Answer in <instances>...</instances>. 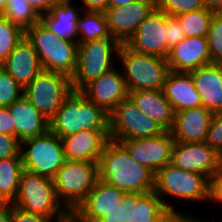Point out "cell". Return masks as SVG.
Listing matches in <instances>:
<instances>
[{"instance_id":"37","label":"cell","mask_w":222,"mask_h":222,"mask_svg":"<svg viewBox=\"0 0 222 222\" xmlns=\"http://www.w3.org/2000/svg\"><path fill=\"white\" fill-rule=\"evenodd\" d=\"M98 222H129V192L125 193L116 208L108 211Z\"/></svg>"},{"instance_id":"17","label":"cell","mask_w":222,"mask_h":222,"mask_svg":"<svg viewBox=\"0 0 222 222\" xmlns=\"http://www.w3.org/2000/svg\"><path fill=\"white\" fill-rule=\"evenodd\" d=\"M79 92L107 114L129 96L122 72L115 68L92 80Z\"/></svg>"},{"instance_id":"34","label":"cell","mask_w":222,"mask_h":222,"mask_svg":"<svg viewBox=\"0 0 222 222\" xmlns=\"http://www.w3.org/2000/svg\"><path fill=\"white\" fill-rule=\"evenodd\" d=\"M23 95L24 88L0 66V107H8Z\"/></svg>"},{"instance_id":"25","label":"cell","mask_w":222,"mask_h":222,"mask_svg":"<svg viewBox=\"0 0 222 222\" xmlns=\"http://www.w3.org/2000/svg\"><path fill=\"white\" fill-rule=\"evenodd\" d=\"M163 92L174 113L202 106L190 73L170 71Z\"/></svg>"},{"instance_id":"42","label":"cell","mask_w":222,"mask_h":222,"mask_svg":"<svg viewBox=\"0 0 222 222\" xmlns=\"http://www.w3.org/2000/svg\"><path fill=\"white\" fill-rule=\"evenodd\" d=\"M175 207L173 209H166L160 216L158 222H208L198 219H194L191 215H183L182 213L176 212ZM222 222V221H221Z\"/></svg>"},{"instance_id":"4","label":"cell","mask_w":222,"mask_h":222,"mask_svg":"<svg viewBox=\"0 0 222 222\" xmlns=\"http://www.w3.org/2000/svg\"><path fill=\"white\" fill-rule=\"evenodd\" d=\"M26 38L38 54L43 70L74 75L77 67L78 43L58 38L41 21L25 31Z\"/></svg>"},{"instance_id":"14","label":"cell","mask_w":222,"mask_h":222,"mask_svg":"<svg viewBox=\"0 0 222 222\" xmlns=\"http://www.w3.org/2000/svg\"><path fill=\"white\" fill-rule=\"evenodd\" d=\"M174 142L170 131H164L155 137L120 141L135 161L154 173L170 163Z\"/></svg>"},{"instance_id":"49","label":"cell","mask_w":222,"mask_h":222,"mask_svg":"<svg viewBox=\"0 0 222 222\" xmlns=\"http://www.w3.org/2000/svg\"><path fill=\"white\" fill-rule=\"evenodd\" d=\"M7 0H0V16H2Z\"/></svg>"},{"instance_id":"40","label":"cell","mask_w":222,"mask_h":222,"mask_svg":"<svg viewBox=\"0 0 222 222\" xmlns=\"http://www.w3.org/2000/svg\"><path fill=\"white\" fill-rule=\"evenodd\" d=\"M208 199L222 203V167L209 178Z\"/></svg>"},{"instance_id":"43","label":"cell","mask_w":222,"mask_h":222,"mask_svg":"<svg viewBox=\"0 0 222 222\" xmlns=\"http://www.w3.org/2000/svg\"><path fill=\"white\" fill-rule=\"evenodd\" d=\"M12 119L8 107H0V133L12 135Z\"/></svg>"},{"instance_id":"31","label":"cell","mask_w":222,"mask_h":222,"mask_svg":"<svg viewBox=\"0 0 222 222\" xmlns=\"http://www.w3.org/2000/svg\"><path fill=\"white\" fill-rule=\"evenodd\" d=\"M2 17L18 25L24 31L39 23L41 19L27 0H7Z\"/></svg>"},{"instance_id":"50","label":"cell","mask_w":222,"mask_h":222,"mask_svg":"<svg viewBox=\"0 0 222 222\" xmlns=\"http://www.w3.org/2000/svg\"><path fill=\"white\" fill-rule=\"evenodd\" d=\"M217 13H219L220 15H222V7L220 8V10H219Z\"/></svg>"},{"instance_id":"35","label":"cell","mask_w":222,"mask_h":222,"mask_svg":"<svg viewBox=\"0 0 222 222\" xmlns=\"http://www.w3.org/2000/svg\"><path fill=\"white\" fill-rule=\"evenodd\" d=\"M204 7V0H156V8L172 17Z\"/></svg>"},{"instance_id":"13","label":"cell","mask_w":222,"mask_h":222,"mask_svg":"<svg viewBox=\"0 0 222 222\" xmlns=\"http://www.w3.org/2000/svg\"><path fill=\"white\" fill-rule=\"evenodd\" d=\"M170 164L208 179L222 167V155L206 142H174Z\"/></svg>"},{"instance_id":"1","label":"cell","mask_w":222,"mask_h":222,"mask_svg":"<svg viewBox=\"0 0 222 222\" xmlns=\"http://www.w3.org/2000/svg\"><path fill=\"white\" fill-rule=\"evenodd\" d=\"M99 178L126 193H147L155 188V173L135 161L120 143L109 139L99 160Z\"/></svg>"},{"instance_id":"46","label":"cell","mask_w":222,"mask_h":222,"mask_svg":"<svg viewBox=\"0 0 222 222\" xmlns=\"http://www.w3.org/2000/svg\"><path fill=\"white\" fill-rule=\"evenodd\" d=\"M0 222H10V204L0 203Z\"/></svg>"},{"instance_id":"21","label":"cell","mask_w":222,"mask_h":222,"mask_svg":"<svg viewBox=\"0 0 222 222\" xmlns=\"http://www.w3.org/2000/svg\"><path fill=\"white\" fill-rule=\"evenodd\" d=\"M213 113L203 106L185 109L174 113V123L171 129L175 142L203 143Z\"/></svg>"},{"instance_id":"3","label":"cell","mask_w":222,"mask_h":222,"mask_svg":"<svg viewBox=\"0 0 222 222\" xmlns=\"http://www.w3.org/2000/svg\"><path fill=\"white\" fill-rule=\"evenodd\" d=\"M12 205L27 213L55 218L56 222H71V214L56 196L53 179L25 169L20 177L17 198Z\"/></svg>"},{"instance_id":"24","label":"cell","mask_w":222,"mask_h":222,"mask_svg":"<svg viewBox=\"0 0 222 222\" xmlns=\"http://www.w3.org/2000/svg\"><path fill=\"white\" fill-rule=\"evenodd\" d=\"M136 107L152 119L164 131H171L174 111L163 90H139L128 96Z\"/></svg>"},{"instance_id":"12","label":"cell","mask_w":222,"mask_h":222,"mask_svg":"<svg viewBox=\"0 0 222 222\" xmlns=\"http://www.w3.org/2000/svg\"><path fill=\"white\" fill-rule=\"evenodd\" d=\"M125 45L137 53L167 58V14L155 8Z\"/></svg>"},{"instance_id":"36","label":"cell","mask_w":222,"mask_h":222,"mask_svg":"<svg viewBox=\"0 0 222 222\" xmlns=\"http://www.w3.org/2000/svg\"><path fill=\"white\" fill-rule=\"evenodd\" d=\"M205 142L222 155V111L213 114Z\"/></svg>"},{"instance_id":"16","label":"cell","mask_w":222,"mask_h":222,"mask_svg":"<svg viewBox=\"0 0 222 222\" xmlns=\"http://www.w3.org/2000/svg\"><path fill=\"white\" fill-rule=\"evenodd\" d=\"M125 191L100 178L83 202L71 214V222H98L122 201Z\"/></svg>"},{"instance_id":"6","label":"cell","mask_w":222,"mask_h":222,"mask_svg":"<svg viewBox=\"0 0 222 222\" xmlns=\"http://www.w3.org/2000/svg\"><path fill=\"white\" fill-rule=\"evenodd\" d=\"M99 179V162L66 160L53 178L56 196L72 214Z\"/></svg>"},{"instance_id":"23","label":"cell","mask_w":222,"mask_h":222,"mask_svg":"<svg viewBox=\"0 0 222 222\" xmlns=\"http://www.w3.org/2000/svg\"><path fill=\"white\" fill-rule=\"evenodd\" d=\"M189 73L202 106L213 114L222 111V64L210 63Z\"/></svg>"},{"instance_id":"20","label":"cell","mask_w":222,"mask_h":222,"mask_svg":"<svg viewBox=\"0 0 222 222\" xmlns=\"http://www.w3.org/2000/svg\"><path fill=\"white\" fill-rule=\"evenodd\" d=\"M109 131L82 130L61 138L66 160L99 162Z\"/></svg>"},{"instance_id":"29","label":"cell","mask_w":222,"mask_h":222,"mask_svg":"<svg viewBox=\"0 0 222 222\" xmlns=\"http://www.w3.org/2000/svg\"><path fill=\"white\" fill-rule=\"evenodd\" d=\"M77 32L78 44L110 37L105 12L85 11L77 21Z\"/></svg>"},{"instance_id":"19","label":"cell","mask_w":222,"mask_h":222,"mask_svg":"<svg viewBox=\"0 0 222 222\" xmlns=\"http://www.w3.org/2000/svg\"><path fill=\"white\" fill-rule=\"evenodd\" d=\"M8 110L13 118L12 136L20 143L50 130V121L24 95L9 105Z\"/></svg>"},{"instance_id":"8","label":"cell","mask_w":222,"mask_h":222,"mask_svg":"<svg viewBox=\"0 0 222 222\" xmlns=\"http://www.w3.org/2000/svg\"><path fill=\"white\" fill-rule=\"evenodd\" d=\"M208 187L209 179L206 176L182 170L170 163L155 173L154 191L167 209H173L174 205L164 202L162 198L165 195L187 201H205L208 200Z\"/></svg>"},{"instance_id":"45","label":"cell","mask_w":222,"mask_h":222,"mask_svg":"<svg viewBox=\"0 0 222 222\" xmlns=\"http://www.w3.org/2000/svg\"><path fill=\"white\" fill-rule=\"evenodd\" d=\"M85 11H105L108 8L109 0H81Z\"/></svg>"},{"instance_id":"32","label":"cell","mask_w":222,"mask_h":222,"mask_svg":"<svg viewBox=\"0 0 222 222\" xmlns=\"http://www.w3.org/2000/svg\"><path fill=\"white\" fill-rule=\"evenodd\" d=\"M24 36L25 31L21 27L0 16V65Z\"/></svg>"},{"instance_id":"48","label":"cell","mask_w":222,"mask_h":222,"mask_svg":"<svg viewBox=\"0 0 222 222\" xmlns=\"http://www.w3.org/2000/svg\"><path fill=\"white\" fill-rule=\"evenodd\" d=\"M136 0H109L108 7H122Z\"/></svg>"},{"instance_id":"10","label":"cell","mask_w":222,"mask_h":222,"mask_svg":"<svg viewBox=\"0 0 222 222\" xmlns=\"http://www.w3.org/2000/svg\"><path fill=\"white\" fill-rule=\"evenodd\" d=\"M72 92L69 76L46 70L24 88V96L49 121Z\"/></svg>"},{"instance_id":"9","label":"cell","mask_w":222,"mask_h":222,"mask_svg":"<svg viewBox=\"0 0 222 222\" xmlns=\"http://www.w3.org/2000/svg\"><path fill=\"white\" fill-rule=\"evenodd\" d=\"M20 155L25 170L51 179L66 161L61 139L50 130L21 142Z\"/></svg>"},{"instance_id":"7","label":"cell","mask_w":222,"mask_h":222,"mask_svg":"<svg viewBox=\"0 0 222 222\" xmlns=\"http://www.w3.org/2000/svg\"><path fill=\"white\" fill-rule=\"evenodd\" d=\"M120 47L121 43L111 36L80 43L77 67L71 77L73 91H80L86 84L113 69V60L118 58L116 54ZM113 52L116 53L115 56Z\"/></svg>"},{"instance_id":"33","label":"cell","mask_w":222,"mask_h":222,"mask_svg":"<svg viewBox=\"0 0 222 222\" xmlns=\"http://www.w3.org/2000/svg\"><path fill=\"white\" fill-rule=\"evenodd\" d=\"M212 63L222 64V15L215 12L206 36Z\"/></svg>"},{"instance_id":"11","label":"cell","mask_w":222,"mask_h":222,"mask_svg":"<svg viewBox=\"0 0 222 222\" xmlns=\"http://www.w3.org/2000/svg\"><path fill=\"white\" fill-rule=\"evenodd\" d=\"M164 130L143 114L128 97L109 113V138L120 142L136 138H150Z\"/></svg>"},{"instance_id":"39","label":"cell","mask_w":222,"mask_h":222,"mask_svg":"<svg viewBox=\"0 0 222 222\" xmlns=\"http://www.w3.org/2000/svg\"><path fill=\"white\" fill-rule=\"evenodd\" d=\"M186 37L185 31L176 17L167 15L168 53L170 48L180 43Z\"/></svg>"},{"instance_id":"22","label":"cell","mask_w":222,"mask_h":222,"mask_svg":"<svg viewBox=\"0 0 222 222\" xmlns=\"http://www.w3.org/2000/svg\"><path fill=\"white\" fill-rule=\"evenodd\" d=\"M0 66L23 88L43 70L38 54L26 36Z\"/></svg>"},{"instance_id":"26","label":"cell","mask_w":222,"mask_h":222,"mask_svg":"<svg viewBox=\"0 0 222 222\" xmlns=\"http://www.w3.org/2000/svg\"><path fill=\"white\" fill-rule=\"evenodd\" d=\"M72 0H59L40 21L58 38L77 41V21L81 15Z\"/></svg>"},{"instance_id":"2","label":"cell","mask_w":222,"mask_h":222,"mask_svg":"<svg viewBox=\"0 0 222 222\" xmlns=\"http://www.w3.org/2000/svg\"><path fill=\"white\" fill-rule=\"evenodd\" d=\"M82 130L109 131V114L73 91L50 120V131L61 139Z\"/></svg>"},{"instance_id":"15","label":"cell","mask_w":222,"mask_h":222,"mask_svg":"<svg viewBox=\"0 0 222 222\" xmlns=\"http://www.w3.org/2000/svg\"><path fill=\"white\" fill-rule=\"evenodd\" d=\"M155 8L156 0H136L126 6L108 7L104 12L110 36L125 44Z\"/></svg>"},{"instance_id":"44","label":"cell","mask_w":222,"mask_h":222,"mask_svg":"<svg viewBox=\"0 0 222 222\" xmlns=\"http://www.w3.org/2000/svg\"><path fill=\"white\" fill-rule=\"evenodd\" d=\"M29 4L41 16L50 11V9L59 2V0H27Z\"/></svg>"},{"instance_id":"47","label":"cell","mask_w":222,"mask_h":222,"mask_svg":"<svg viewBox=\"0 0 222 222\" xmlns=\"http://www.w3.org/2000/svg\"><path fill=\"white\" fill-rule=\"evenodd\" d=\"M205 8L218 12L222 7V0H204Z\"/></svg>"},{"instance_id":"38","label":"cell","mask_w":222,"mask_h":222,"mask_svg":"<svg viewBox=\"0 0 222 222\" xmlns=\"http://www.w3.org/2000/svg\"><path fill=\"white\" fill-rule=\"evenodd\" d=\"M10 157H21L20 142L15 136L0 133V160Z\"/></svg>"},{"instance_id":"28","label":"cell","mask_w":222,"mask_h":222,"mask_svg":"<svg viewBox=\"0 0 222 222\" xmlns=\"http://www.w3.org/2000/svg\"><path fill=\"white\" fill-rule=\"evenodd\" d=\"M24 171L21 157L0 160V203L13 204L17 198L20 177Z\"/></svg>"},{"instance_id":"30","label":"cell","mask_w":222,"mask_h":222,"mask_svg":"<svg viewBox=\"0 0 222 222\" xmlns=\"http://www.w3.org/2000/svg\"><path fill=\"white\" fill-rule=\"evenodd\" d=\"M214 11L207 8L182 13L176 18L179 20L186 37H206L210 28Z\"/></svg>"},{"instance_id":"5","label":"cell","mask_w":222,"mask_h":222,"mask_svg":"<svg viewBox=\"0 0 222 222\" xmlns=\"http://www.w3.org/2000/svg\"><path fill=\"white\" fill-rule=\"evenodd\" d=\"M128 92L163 90L170 68L166 58L141 54L121 44L117 54Z\"/></svg>"},{"instance_id":"41","label":"cell","mask_w":222,"mask_h":222,"mask_svg":"<svg viewBox=\"0 0 222 222\" xmlns=\"http://www.w3.org/2000/svg\"><path fill=\"white\" fill-rule=\"evenodd\" d=\"M52 220L41 215L24 212L10 204V222H52Z\"/></svg>"},{"instance_id":"27","label":"cell","mask_w":222,"mask_h":222,"mask_svg":"<svg viewBox=\"0 0 222 222\" xmlns=\"http://www.w3.org/2000/svg\"><path fill=\"white\" fill-rule=\"evenodd\" d=\"M163 201L155 193H129V222H158L166 210Z\"/></svg>"},{"instance_id":"18","label":"cell","mask_w":222,"mask_h":222,"mask_svg":"<svg viewBox=\"0 0 222 222\" xmlns=\"http://www.w3.org/2000/svg\"><path fill=\"white\" fill-rule=\"evenodd\" d=\"M170 71L189 73L212 63L206 37H185L170 48L166 58Z\"/></svg>"}]
</instances>
